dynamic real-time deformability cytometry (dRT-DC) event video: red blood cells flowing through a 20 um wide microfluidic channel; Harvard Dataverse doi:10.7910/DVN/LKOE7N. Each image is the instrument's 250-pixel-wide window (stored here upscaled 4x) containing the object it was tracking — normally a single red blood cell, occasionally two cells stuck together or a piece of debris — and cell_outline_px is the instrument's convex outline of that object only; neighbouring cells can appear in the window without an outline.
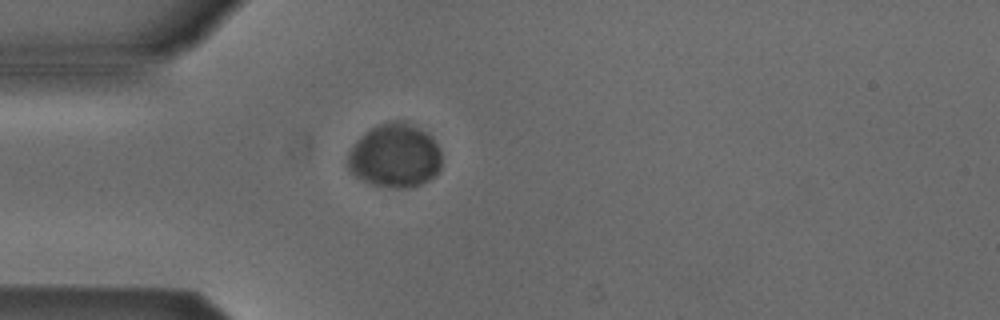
{"species": "Egyptian fruit bat (a non-hibernating species)", "species_latin": "Rousettus aegyptiacus", "temperature_condition": "cold", "stored_images_in_passage": 5, "camera_frame_rate_fps": 3000, "um_per_image_px": 0.085, "animal": {"sex": "male"}, "frame": {"image": 1, "passage_image": 4, "time_ms": 1.0, "image_size_px": [1000, 320], "cell_outline_px": [[440, 168], [428, 180], [420, 184], [404, 188], [396, 188], [372, 184], [356, 176], [348, 168], [348, 156], [356, 140], [360, 136], [372, 128], [380, 124], [392, 120], [404, 120], [432, 136], [440, 152]], "centroid_in_image_um": [33.56, 13.22], "position_along_channel_um": 51.4, "area_um2": 34.51}}